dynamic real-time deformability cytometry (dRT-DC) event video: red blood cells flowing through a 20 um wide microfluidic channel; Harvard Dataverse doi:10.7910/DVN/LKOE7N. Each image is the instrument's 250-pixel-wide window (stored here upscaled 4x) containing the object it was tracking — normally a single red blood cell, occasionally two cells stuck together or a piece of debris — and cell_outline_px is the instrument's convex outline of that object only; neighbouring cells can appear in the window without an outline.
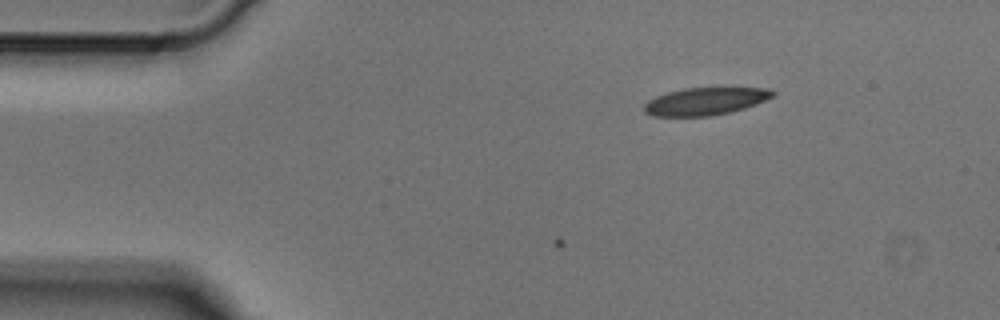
{"species": "Egyptian fruit bat (a non-hibernating species)", "species_latin": "Rousettus aegyptiacus", "temperature_condition": "cold", "stored_images_in_passage": 4, "camera_frame_rate_fps": 3000, "um_per_image_px": 0.085, "animal": {"sex": "male"}, "frame": {"image": 1, "passage_image": 3, "time_ms": 0.667, "image_size_px": [1000, 320], "cell_outline_px": [[776, 92], [772, 96], [756, 104], [732, 112], [712, 116], [652, 116], [644, 112], [644, 104], [648, 100], [656, 96], [668, 92], [684, 88], [768, 88]], "centroid_in_image_um": [59.93, 8.62], "position_along_channel_um": 25.1, "area_um2": 20.58}}